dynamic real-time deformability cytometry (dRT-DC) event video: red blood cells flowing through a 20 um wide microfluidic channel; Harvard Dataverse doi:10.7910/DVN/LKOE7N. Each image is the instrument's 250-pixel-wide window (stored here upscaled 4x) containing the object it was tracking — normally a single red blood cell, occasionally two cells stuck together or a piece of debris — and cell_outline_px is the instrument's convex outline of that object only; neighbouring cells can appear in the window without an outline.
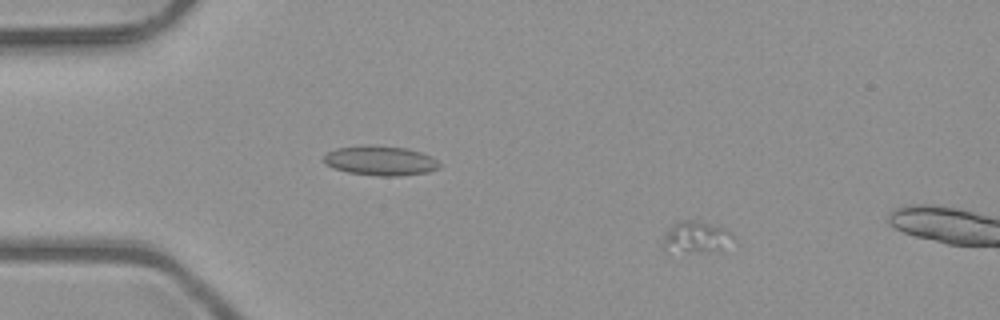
{"species": "common noctule bat (a hibernating species)", "species_latin": "Nyctalus noctula", "temperature_condition": "room temperature", "stored_images_in_passage": 8, "camera_frame_rate_fps": 3000, "um_per_image_px": 0.085, "animal": {"sex": "male", "body_mass_g": 23.1, "forearm_length_mm": 52.7}, "frame": {"image": 1, "passage_image": 4, "time_ms": 1.0, "image_size_px": [1000, 320], "cell_outline_px": [[736, 240], [720, 252], [664, 252], [660, 248], [664, 236], [668, 228], [676, 220], [696, 220], [724, 228], [732, 232], [736, 236]], "centroid_in_image_um": [59.17, 20.19], "position_along_channel_um": 25.8, "area_um2": 13.81}}